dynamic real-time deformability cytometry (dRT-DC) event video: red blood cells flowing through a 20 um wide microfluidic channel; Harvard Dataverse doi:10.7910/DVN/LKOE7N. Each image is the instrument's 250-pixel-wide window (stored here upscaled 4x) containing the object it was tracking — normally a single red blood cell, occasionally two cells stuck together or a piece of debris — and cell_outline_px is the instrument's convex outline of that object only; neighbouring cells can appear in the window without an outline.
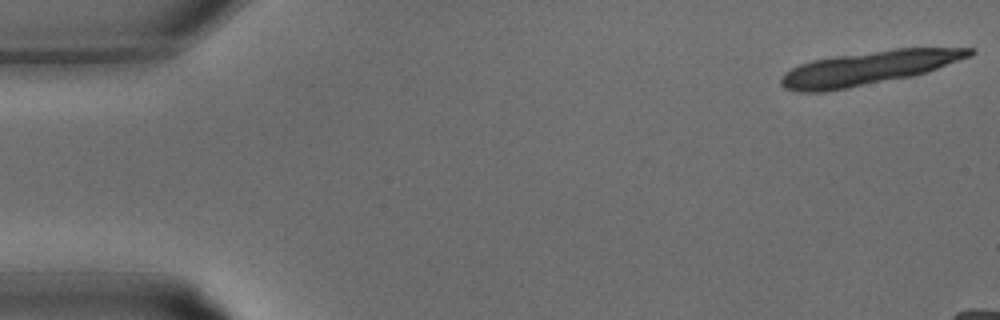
{"species": "common noctule bat (a hibernating species)", "species_latin": "Nyctalus noctula", "temperature_condition": "warm", "stored_images_in_passage": 7, "camera_frame_rate_fps": 3000, "um_per_image_px": 0.085, "animal": {"sex": "male", "body_mass_g": 15.6}, "frame": {"image": 1, "passage_image": 1, "time_ms": 0.0, "image_size_px": [1000, 320], "cell_outline_px": [[976, 52], [972, 56], [912, 76], [848, 88], [824, 92], [800, 92], [784, 88], [780, 84], [780, 80], [792, 68], [800, 64], [812, 60], [836, 56], [896, 48], [976, 48]], "centroid_in_image_um": [73.83, 5.78], "position_along_channel_um": 11.2, "area_um2": 36.59}}